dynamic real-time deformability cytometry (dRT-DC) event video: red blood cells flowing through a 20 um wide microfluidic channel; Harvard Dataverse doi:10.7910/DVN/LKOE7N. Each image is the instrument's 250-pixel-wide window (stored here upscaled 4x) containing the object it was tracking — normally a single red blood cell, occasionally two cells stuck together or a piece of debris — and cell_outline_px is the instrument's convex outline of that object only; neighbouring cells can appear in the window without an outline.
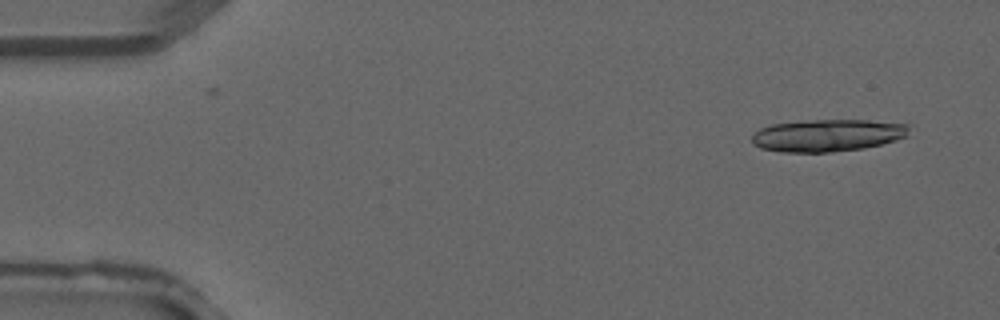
{"species": "common noctule bat (a hibernating species)", "species_latin": "Nyctalus noctula", "temperature_condition": "warm", "stored_images_in_passage": 3, "camera_frame_rate_fps": 3000, "um_per_image_px": 0.085, "animal": {"sex": "male", "forearm_length_mm": 52.5}, "frame": {"image": 1, "passage_image": 1, "time_ms": 0.0, "image_size_px": [1000, 320], "cell_outline_px": [[912, 124], [908, 136], [896, 140], [864, 148], [832, 152], [780, 152], [760, 148], [752, 144], [752, 136], [760, 128], [772, 124], [804, 120], [868, 120]], "centroid_in_image_um": [70.37, 11.5], "position_along_channel_um": 14.6, "area_um2": 29.88}}